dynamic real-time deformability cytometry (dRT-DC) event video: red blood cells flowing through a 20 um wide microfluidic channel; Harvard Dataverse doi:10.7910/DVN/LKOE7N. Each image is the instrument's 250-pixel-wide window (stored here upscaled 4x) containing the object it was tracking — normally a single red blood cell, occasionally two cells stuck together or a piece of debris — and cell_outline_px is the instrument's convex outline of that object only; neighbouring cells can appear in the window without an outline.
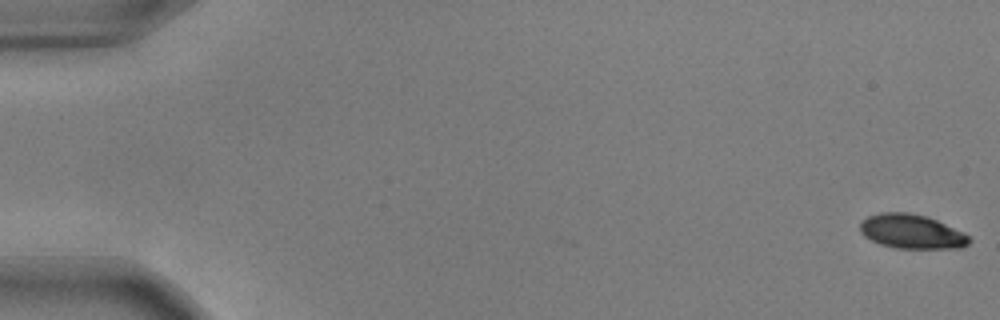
{"species": "common noctule bat (a hibernating species)", "species_latin": "Nyctalus noctula", "temperature_condition": "warm", "stored_images_in_passage": 16, "camera_frame_rate_fps": 3000, "um_per_image_px": 0.085, "animal": {"sex": "male", "body_mass_g": 17.9, "forearm_length_mm": 54.2}, "frame": {"image": 1, "passage_image": 1, "time_ms": 0.0, "image_size_px": [1000, 320], "cell_outline_px": [[972, 240], [968, 244], [960, 248], [896, 248], [880, 244], [864, 236], [860, 232], [860, 224], [868, 216], [880, 212], [908, 212], [928, 216], [964, 232]], "centroid_in_image_um": [77.5, 19.67], "position_along_channel_um": 7.5, "area_um2": 21.85}}
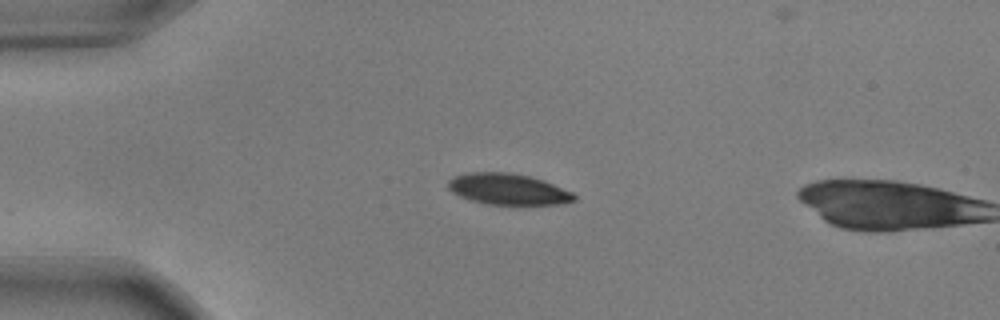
{"frame": {"image": 2, "passage_image": 14, "time_ms": 4.333, "image_size_px": [1000, 320], "cell_outline_px": [[576, 200], [564, 204], [484, 204], [460, 196], [452, 192], [448, 188], [448, 180], [456, 176], [468, 172], [508, 172], [528, 176], [544, 180], [572, 192], [576, 196]], "centroid_in_image_um": [43.19, 16.08], "position_along_channel_um": 41.8, "area_um2": 22.77}}